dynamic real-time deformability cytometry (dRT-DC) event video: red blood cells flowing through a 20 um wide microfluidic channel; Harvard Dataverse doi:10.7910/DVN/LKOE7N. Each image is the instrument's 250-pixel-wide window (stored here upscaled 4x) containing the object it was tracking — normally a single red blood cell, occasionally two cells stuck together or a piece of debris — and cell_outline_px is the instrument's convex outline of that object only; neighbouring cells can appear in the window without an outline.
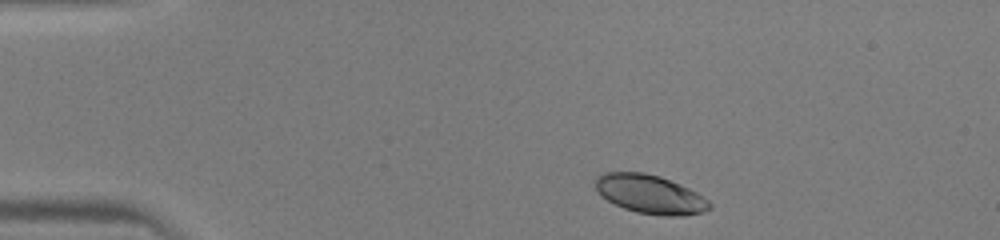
{"species": "human", "species_latin": "Homo sapiens", "temperature_condition": "warm", "stored_images_in_passage": 40, "camera_frame_rate_fps": 3000, "um_per_image_px": 0.085, "donor": {"sex": "male"}, "frame": {"image": 1, "passage_image": 2, "time_ms": 0.333, "image_size_px": [1000, 240], "cell_outline_px": [[712, 208], [704, 212], [684, 216], [664, 216], [636, 212], [624, 208], [608, 200], [596, 188], [596, 176], [604, 172], [644, 172], [660, 176], [680, 184], [704, 196], [712, 204]], "centroid_in_image_um": [55.31, 16.51], "position_along_channel_um": 29.7, "area_um2": 25.78}}
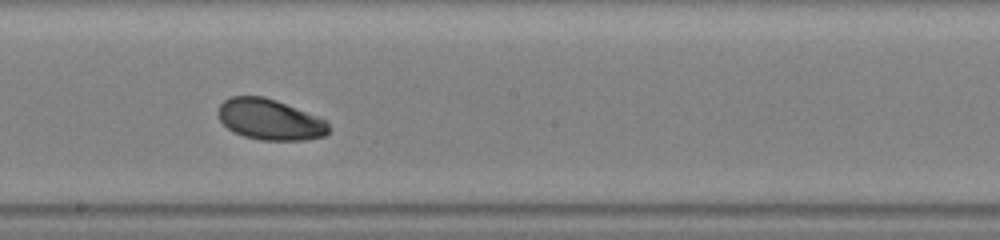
{"frame": {"image": 2, "passage_image": 20, "time_ms": 6.333, "image_size_px": [1000, 240], "cell_outline_px": [[328, 132], [324, 136], [304, 140], [260, 140], [244, 136], [228, 128], [220, 120], [216, 112], [220, 104], [224, 100], [232, 96], [264, 96], [276, 100], [320, 116], [328, 124]], "centroid_in_image_um": [22.93, 10.15], "position_along_channel_um": 225.3, "area_um2": 26.36}}
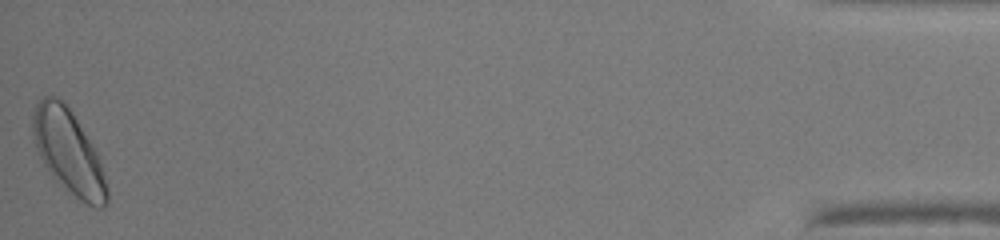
{"frame": {"image": 3, "passage_image": 40, "time_ms": 13.0, "image_size_px": [1000, 240], "cell_outline_px": [[108, 204], [104, 208], [96, 208], [80, 200], [52, 176], [44, 164], [32, 140], [32, 112], [36, 104], [44, 96], [56, 96], [64, 100], [72, 112], [96, 152], [108, 188]], "centroid_in_image_um": [5.8, 12.88], "position_along_channel_um": 429.4, "area_um2": 35.95}}